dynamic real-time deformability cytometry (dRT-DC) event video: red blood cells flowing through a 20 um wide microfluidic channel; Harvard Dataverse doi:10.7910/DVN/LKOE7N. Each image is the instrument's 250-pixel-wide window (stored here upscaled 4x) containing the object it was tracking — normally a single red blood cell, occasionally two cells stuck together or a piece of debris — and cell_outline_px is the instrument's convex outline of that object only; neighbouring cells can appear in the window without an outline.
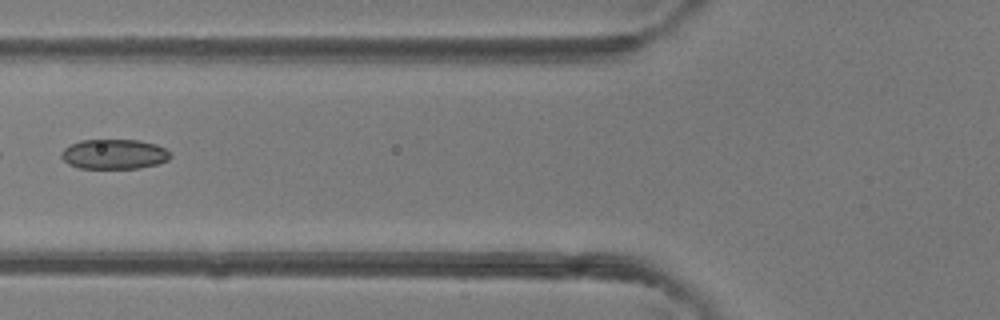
{"species": "common noctule bat (a hibernating species)", "species_latin": "Nyctalus noctula", "temperature_condition": "room temperature", "stored_images_in_passage": 5, "camera_frame_rate_fps": 3000, "um_per_image_px": 0.085, "animal": {"sex": "female"}, "frame": {"image": 1, "passage_image": 5, "time_ms": 4.333, "image_size_px": [1000, 320], "cell_outline_px": [[172, 156], [168, 160], [156, 164], [136, 168], [80, 168], [68, 164], [60, 156], [60, 152], [64, 148], [80, 140], [140, 140], [156, 144], [164, 148]], "centroid_in_image_um": [9.68, 13.1], "position_along_channel_um": 116.1, "area_um2": 18.9}}